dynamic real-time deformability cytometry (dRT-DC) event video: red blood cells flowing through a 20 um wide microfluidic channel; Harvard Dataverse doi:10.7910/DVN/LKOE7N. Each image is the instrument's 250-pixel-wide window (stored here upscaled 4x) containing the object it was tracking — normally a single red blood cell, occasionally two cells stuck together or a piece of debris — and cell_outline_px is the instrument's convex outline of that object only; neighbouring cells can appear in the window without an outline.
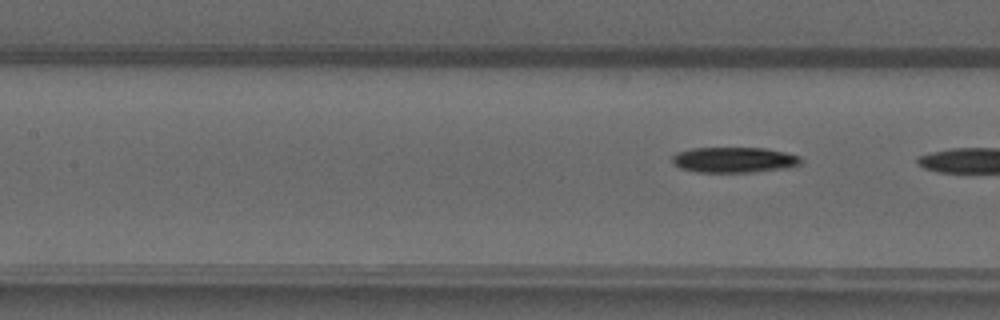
{"species": "common noctule bat (a hibernating species)", "species_latin": "Nyctalus noctula", "temperature_condition": "warm", "stored_images_in_passage": 5, "camera_frame_rate_fps": 3000, "um_per_image_px": 0.085, "animal": {"sex": "male", "forearm_length_mm": 52.5}, "frame": {"image": 1, "passage_image": 5, "time_ms": 5.667, "image_size_px": [1000, 320], "cell_outline_px": [[804, 160], [800, 164], [788, 168], [752, 172], [696, 172], [680, 168], [672, 164], [672, 156], [676, 152], [692, 148], [764, 148], [784, 152], [800, 156]], "centroid_in_image_um": [62.39, 13.59], "position_along_channel_um": 145.0, "area_um2": 19.31}}